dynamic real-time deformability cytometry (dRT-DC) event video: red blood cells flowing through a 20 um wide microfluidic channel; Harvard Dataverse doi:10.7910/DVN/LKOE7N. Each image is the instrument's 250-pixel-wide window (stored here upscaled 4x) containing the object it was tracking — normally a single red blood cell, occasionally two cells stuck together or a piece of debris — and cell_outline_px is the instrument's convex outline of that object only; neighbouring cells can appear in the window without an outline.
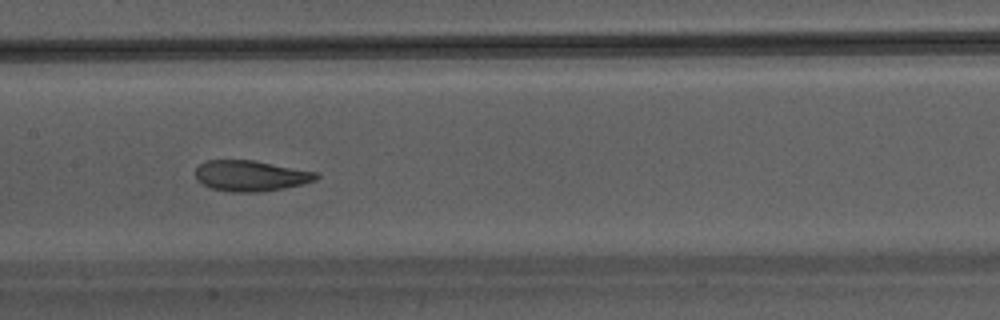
{"species": "Egyptian fruit bat (a non-hibernating species)", "species_latin": "Rousettus aegyptiacus", "temperature_condition": "warm", "stored_images_in_passage": 33, "camera_frame_rate_fps": 3000, "um_per_image_px": 0.085, "animal": {"sex": "male"}, "frame": {"image": 1, "passage_image": 19, "time_ms": 6.0, "image_size_px": [1000, 320], "cell_outline_px": [[320, 176], [316, 180], [304, 184], [284, 188], [260, 192], [232, 192], [212, 188], [196, 180], [196, 168], [200, 164], [208, 160], [252, 160], [316, 172]], "centroid_in_image_um": [21.32, 14.95], "position_along_channel_um": 186.1, "area_um2": 21.5}}